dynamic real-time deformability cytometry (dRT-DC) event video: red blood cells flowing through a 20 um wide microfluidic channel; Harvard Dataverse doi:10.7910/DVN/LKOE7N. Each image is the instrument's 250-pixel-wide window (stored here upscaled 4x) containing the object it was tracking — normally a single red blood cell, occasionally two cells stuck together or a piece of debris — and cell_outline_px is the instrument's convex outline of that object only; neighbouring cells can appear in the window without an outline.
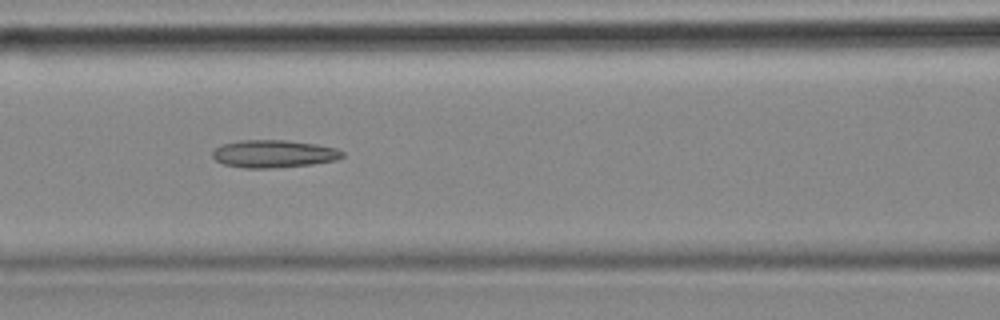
{"species": "common noctule bat (a hibernating species)", "species_latin": "Nyctalus noctula", "temperature_condition": "cold", "stored_images_in_passage": 13, "camera_frame_rate_fps": 3000, "um_per_image_px": 0.085, "animal": {"sex": "female", "body_mass_g": 18.4}, "frame": {"image": 1, "passage_image": 6, "time_ms": 1.667, "image_size_px": [1000, 320], "cell_outline_px": [[344, 156], [336, 160], [312, 164], [268, 168], [244, 168], [224, 164], [216, 160], [212, 156], [212, 152], [220, 144], [240, 140], [288, 140], [316, 144], [336, 148], [344, 152]], "centroid_in_image_um": [23.26, 13.06], "position_along_channel_um": 143.3, "area_um2": 20.92}}